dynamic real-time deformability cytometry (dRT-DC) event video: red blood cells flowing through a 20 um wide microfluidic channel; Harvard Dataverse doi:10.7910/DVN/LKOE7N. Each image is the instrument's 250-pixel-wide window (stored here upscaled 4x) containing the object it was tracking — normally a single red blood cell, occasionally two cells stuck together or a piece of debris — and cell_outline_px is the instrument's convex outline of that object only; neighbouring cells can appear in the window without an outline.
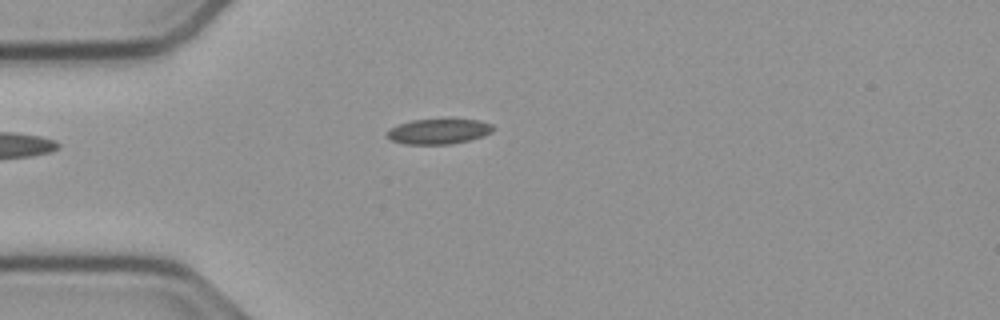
{"species": "common noctule bat (a hibernating species)", "species_latin": "Nyctalus noctula", "temperature_condition": "cold", "stored_images_in_passage": 41, "camera_frame_rate_fps": 3000, "um_per_image_px": 0.085, "animal": {"sex": "male", "body_mass_g": 23.1, "forearm_length_mm": 52.7}, "frame": {"image": 1, "passage_image": 1, "time_ms": 0.0, "image_size_px": [1000, 320], "cell_outline_px": [[496, 128], [492, 132], [484, 136], [468, 140], [448, 144], [404, 144], [392, 140], [388, 136], [388, 132], [392, 128], [400, 124], [412, 120], [448, 116], [452, 116], [480, 120], [492, 124]], "centroid_in_image_um": [37.39, 11.1], "position_along_channel_um": 47.6, "area_um2": 16.3}}
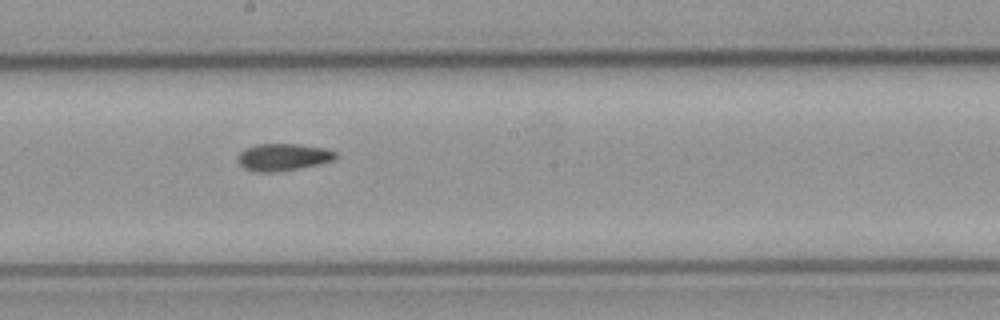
{"frame": {"image": 2, "passage_image": 16, "time_ms": 5.0, "image_size_px": [1000, 320], "cell_outline_px": [[340, 156], [332, 160], [300, 168], [276, 172], [252, 172], [244, 168], [236, 160], [240, 152], [244, 148], [256, 144], [300, 144], [324, 148], [336, 152]], "centroid_in_image_um": [24.02, 13.35], "position_along_channel_um": 224.2, "area_um2": 15.61}}
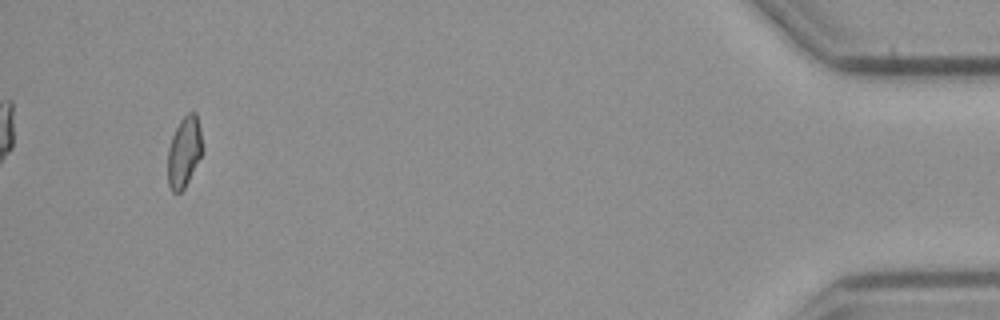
{"frame": {"image": 3, "passage_image": 38, "time_ms": 12.333, "image_size_px": [1000, 320], "cell_outline_px": [[200, 156], [184, 188], [180, 192], [172, 192], [168, 184], [168, 148], [172, 136], [180, 120], [188, 112], [196, 112], [200, 128]], "centroid_in_image_um": [15.61, 12.9], "position_along_channel_um": 419.6, "area_um2": 13.76}, "authors_computed_cell_mechanics": {"area_um2": 15.028, "velocity_mm_per_s": 3.7837, "shape_relaxation_time_tau1_ms": null, "shape_relaxation_time_tau2_ms": 4.1501, "deformation_change_tau1": null, "deformation_change_tau2": 0.0852}}